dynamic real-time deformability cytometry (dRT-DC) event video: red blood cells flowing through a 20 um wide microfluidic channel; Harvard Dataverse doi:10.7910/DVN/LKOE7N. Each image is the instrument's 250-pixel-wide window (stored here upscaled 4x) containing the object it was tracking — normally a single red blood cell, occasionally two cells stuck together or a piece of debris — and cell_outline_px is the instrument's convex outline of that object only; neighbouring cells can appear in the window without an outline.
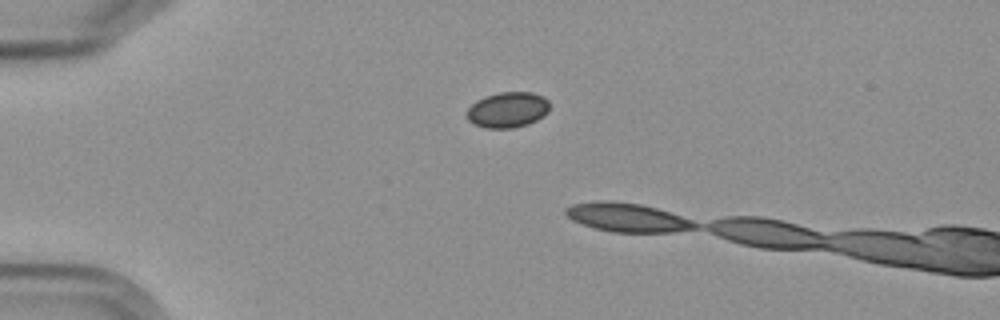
{"species": "Egyptian fruit bat (a non-hibernating species)", "species_latin": "Rousettus aegyptiacus", "temperature_condition": "cold", "stored_images_in_passage": 3, "camera_frame_rate_fps": 3000, "um_per_image_px": 0.085, "frame": {"image": 1, "passage_image": 1, "time_ms": 0.0, "image_size_px": [1000, 320], "cell_outline_px": [[548, 112], [544, 116], [528, 124], [512, 128], [484, 128], [472, 124], [468, 120], [464, 112], [476, 100], [484, 96], [500, 92], [532, 92], [544, 96], [548, 100]], "centroid_in_image_um": [43.11, 9.33], "position_along_channel_um": 41.9, "area_um2": 17.46}}